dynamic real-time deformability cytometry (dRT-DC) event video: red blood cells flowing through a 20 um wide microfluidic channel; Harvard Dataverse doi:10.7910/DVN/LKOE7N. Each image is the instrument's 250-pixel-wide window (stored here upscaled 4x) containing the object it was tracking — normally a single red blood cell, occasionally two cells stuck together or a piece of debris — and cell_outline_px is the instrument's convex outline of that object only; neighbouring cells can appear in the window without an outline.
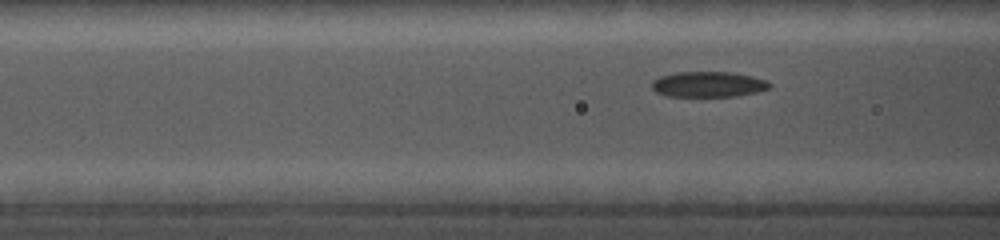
{"species": "common noctule bat (a hibernating species)", "species_latin": "Nyctalus noctula", "temperature_condition": "cold", "stored_images_in_passage": 28, "camera_frame_rate_fps": 5000, "um_per_image_px": 0.085, "animal": {"sex": "female", "body_mass_g": 19.0, "forearm_length_mm": 56.7}, "frame": {"image": 1, "passage_image": 4, "time_ms": 0.8, "image_size_px": [1000, 240], "cell_outline_px": [[772, 88], [756, 92], [736, 96], [668, 96], [656, 92], [652, 88], [652, 80], [660, 76], [676, 72], [732, 72], [752, 76], [764, 80], [772, 84]], "centroid_in_image_um": [60.21, 7.16], "position_along_channel_um": 106.4, "area_um2": 17.51}}
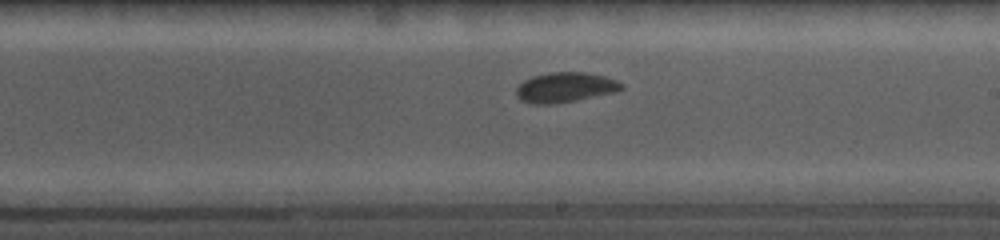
{"frame": {"image": 2, "passage_image": 14, "time_ms": 4.4, "image_size_px": [1000, 240], "cell_outline_px": [[624, 88], [616, 92], [576, 100], [552, 104], [532, 104], [520, 100], [516, 96], [516, 88], [524, 80], [532, 76], [552, 72], [588, 72], [604, 76], [616, 80], [624, 84]], "centroid_in_image_um": [48.04, 7.42], "position_along_channel_um": 241.0, "area_um2": 18.5}}
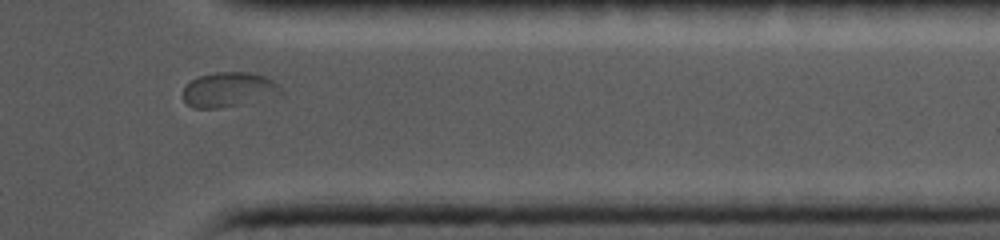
{"frame": {"image": 3, "passage_image": 24, "time_ms": 8.4, "image_size_px": [1000, 240], "cell_outline_px": [[284, 92], [280, 96], [244, 104], [216, 108], [192, 108], [184, 100], [184, 88], [192, 80], [200, 76], [216, 72], [248, 72], [264, 76], [272, 80]], "centroid_in_image_um": [19.49, 7.63], "position_along_channel_um": 391.9, "area_um2": 19.83}}